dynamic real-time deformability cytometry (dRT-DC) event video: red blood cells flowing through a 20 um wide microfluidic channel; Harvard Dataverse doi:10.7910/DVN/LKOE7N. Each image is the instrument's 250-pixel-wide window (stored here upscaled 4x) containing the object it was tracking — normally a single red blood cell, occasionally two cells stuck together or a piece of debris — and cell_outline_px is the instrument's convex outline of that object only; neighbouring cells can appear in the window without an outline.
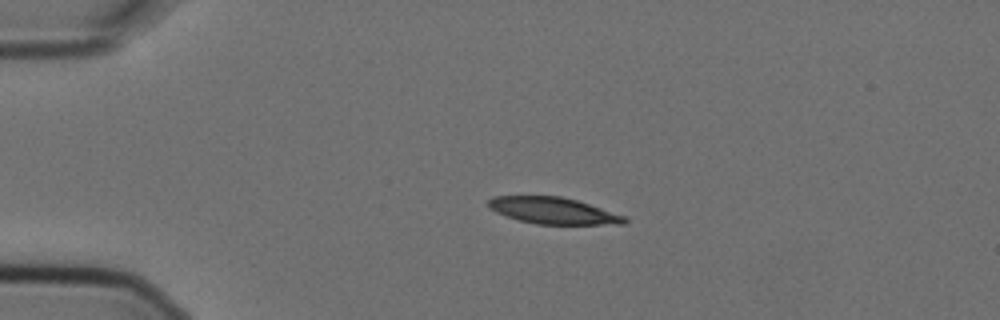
{"species": "Egyptian fruit bat (a non-hibernating species)", "species_latin": "Rousettus aegyptiacus", "temperature_condition": "cold", "stored_images_in_passage": 3, "segment_of_instrument_passage": [1, 2], "camera_frame_rate_fps": 3000, "um_per_image_px": 0.085, "animal": {"sex": "female"}, "frame": {"image": 1, "passage_image": 1, "time_ms": 0.0, "image_size_px": [1000, 320], "cell_outline_px": [[628, 220], [624, 224], [536, 224], [520, 220], [496, 212], [488, 208], [488, 200], [492, 196], [560, 196], [576, 200], [624, 216]], "centroid_in_image_um": [46.98, 17.9], "position_along_channel_um": 38.0, "area_um2": 20.75}}